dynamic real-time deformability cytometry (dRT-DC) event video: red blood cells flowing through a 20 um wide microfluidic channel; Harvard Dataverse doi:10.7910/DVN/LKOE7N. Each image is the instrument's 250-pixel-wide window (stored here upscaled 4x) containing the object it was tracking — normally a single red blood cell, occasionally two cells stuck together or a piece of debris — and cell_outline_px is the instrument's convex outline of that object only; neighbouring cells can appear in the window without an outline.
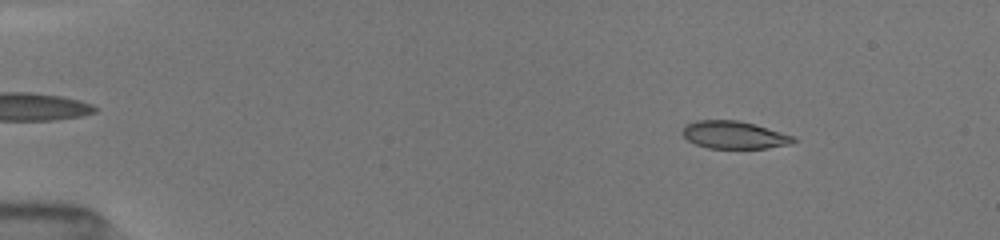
{"species": "common noctule bat (a hibernating species)", "species_latin": "Nyctalus noctula", "temperature_condition": "room temperature", "stored_images_in_passage": 51, "camera_frame_rate_fps": 3000, "um_per_image_px": 0.085, "animal": {"sex": "female", "body_mass_g": 19.5, "forearm_length_mm": 54.1}, "frame": {"image": 1, "passage_image": 7, "time_ms": 2.0, "image_size_px": [1000, 240], "cell_outline_px": [[796, 140], [792, 144], [768, 148], [708, 148], [696, 144], [688, 140], [680, 132], [688, 124], [696, 120], [736, 120], [756, 124], [792, 136]], "centroid_in_image_um": [62.39, 11.47], "position_along_channel_um": 22.6, "area_um2": 17.74}}
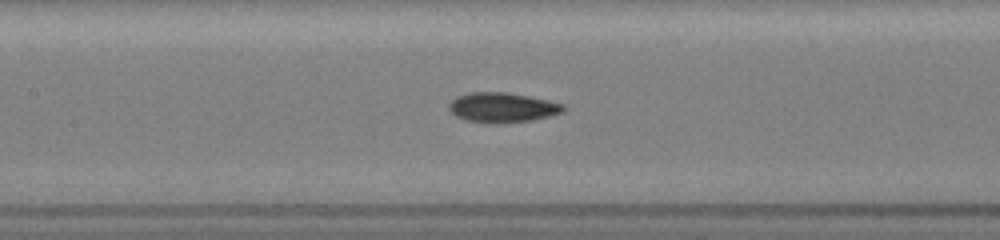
{"frame": {"image": 2, "passage_image": 25, "time_ms": 8.0, "image_size_px": [1000, 240], "cell_outline_px": [[568, 108], [564, 112], [532, 120], [500, 124], [488, 124], [468, 120], [456, 116], [448, 108], [448, 104], [456, 96], [468, 92], [508, 92], [548, 100], [564, 104]], "centroid_in_image_um": [42.71, 9.14], "position_along_channel_um": 164.7, "area_um2": 20.17}}
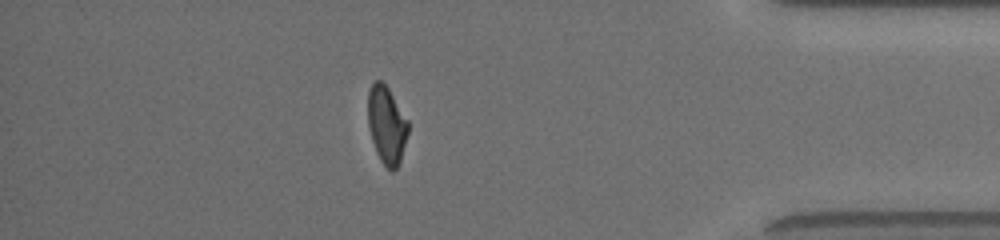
{"frame": {"image": 3, "passage_image": 45, "time_ms": 14.667, "image_size_px": [1000, 240], "cell_outline_px": [[408, 132], [400, 160], [396, 168], [392, 172], [380, 160], [376, 152], [368, 128], [368, 88], [376, 80], [380, 80], [388, 88], [408, 120]], "centroid_in_image_um": [32.85, 10.61], "position_along_channel_um": 402.4, "area_um2": 18.03}, "authors_computed_cell_mechanics": {"area_um2": 18.785, "velocity_mm_per_s": 4.056, "shape_relaxation_time_tau1_ms": 3.8955, "shape_relaxation_time_tau2_ms": 1.509, "deformation_change_tau1": 0.1725, "deformation_change_tau2": 0.0593}}